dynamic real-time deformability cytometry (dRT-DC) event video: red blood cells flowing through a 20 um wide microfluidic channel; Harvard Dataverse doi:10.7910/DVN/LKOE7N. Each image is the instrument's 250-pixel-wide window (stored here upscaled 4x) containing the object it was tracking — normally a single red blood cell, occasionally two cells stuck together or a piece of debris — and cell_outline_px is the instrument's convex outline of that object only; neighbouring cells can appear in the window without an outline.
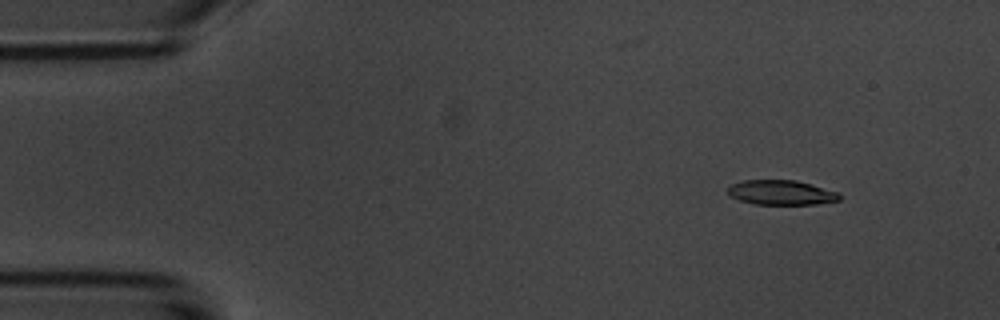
{"species": "common noctule bat (a hibernating species)", "species_latin": "Nyctalus noctula", "temperature_condition": "room temperature", "stored_images_in_passage": 10, "camera_frame_rate_fps": 3000, "um_per_image_px": 0.085, "animal": {"sex": "male", "body_mass_g": 20.1, "forearm_length_mm": 53.5}, "frame": {"image": 1, "passage_image": 1, "time_ms": 0.0, "image_size_px": [1000, 320], "cell_outline_px": [[840, 200], [816, 204], [752, 204], [740, 200], [732, 196], [728, 192], [728, 188], [732, 184], [744, 180], [796, 180], [812, 184], [840, 192]], "centroid_in_image_um": [66.45, 16.36], "position_along_channel_um": 18.6, "area_um2": 16.07}}
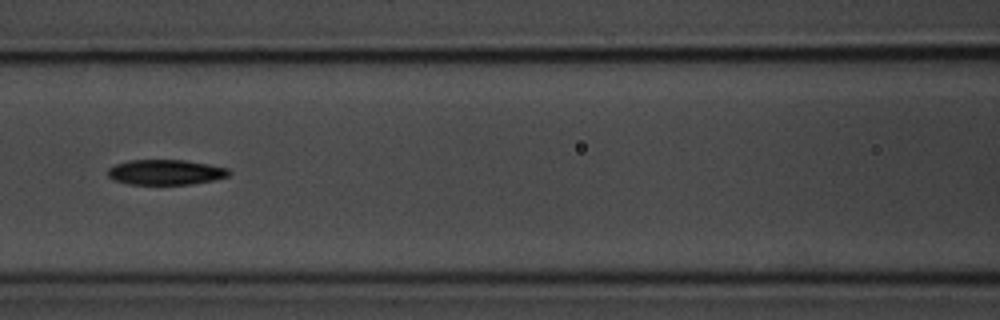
{"frame": {"image": 2, "passage_image": 6, "time_ms": 6.0, "image_size_px": [1000, 320], "cell_outline_px": [[232, 172], [228, 176], [212, 180], [188, 184], [128, 184], [112, 180], [108, 176], [108, 168], [116, 164], [128, 160], [184, 160], [208, 164], [228, 168]], "centroid_in_image_um": [14.05, 14.63], "position_along_channel_um": 152.5, "area_um2": 17.74}}
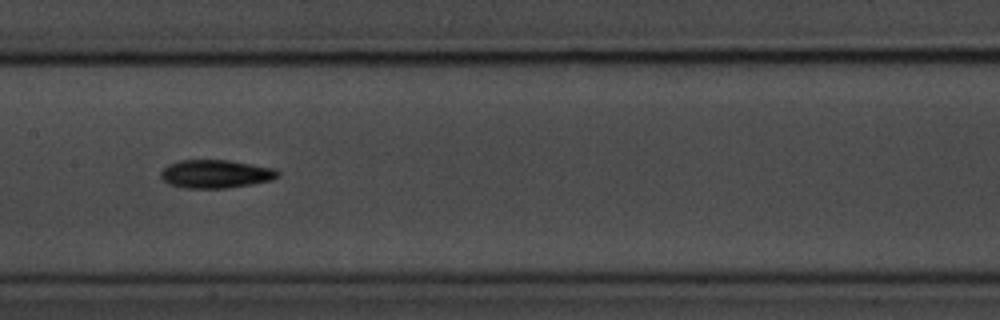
{"frame": {"image": 3, "passage_image": 7, "time_ms": 7.0, "image_size_px": [1000, 320], "cell_outline_px": [[280, 176], [272, 180], [252, 184], [228, 188], [188, 188], [168, 184], [160, 176], [160, 172], [168, 164], [180, 160], [228, 160], [276, 168], [280, 172]], "centroid_in_image_um": [18.36, 14.78], "position_along_channel_um": 189.0, "area_um2": 19.42}}